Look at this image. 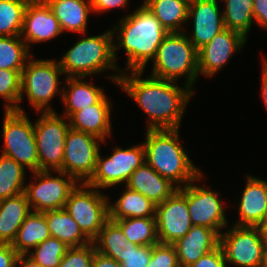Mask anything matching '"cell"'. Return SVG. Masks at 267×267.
I'll return each mask as SVG.
<instances>
[{
    "instance_id": "cell-50",
    "label": "cell",
    "mask_w": 267,
    "mask_h": 267,
    "mask_svg": "<svg viewBox=\"0 0 267 267\" xmlns=\"http://www.w3.org/2000/svg\"><path fill=\"white\" fill-rule=\"evenodd\" d=\"M264 220H267V202H266V208L264 211Z\"/></svg>"
},
{
    "instance_id": "cell-27",
    "label": "cell",
    "mask_w": 267,
    "mask_h": 267,
    "mask_svg": "<svg viewBox=\"0 0 267 267\" xmlns=\"http://www.w3.org/2000/svg\"><path fill=\"white\" fill-rule=\"evenodd\" d=\"M124 188L120 197L113 202L114 204L109 199L110 220L155 217L156 205L141 193L133 191L126 186Z\"/></svg>"
},
{
    "instance_id": "cell-16",
    "label": "cell",
    "mask_w": 267,
    "mask_h": 267,
    "mask_svg": "<svg viewBox=\"0 0 267 267\" xmlns=\"http://www.w3.org/2000/svg\"><path fill=\"white\" fill-rule=\"evenodd\" d=\"M246 41L247 38L238 31L222 30L198 50V75L213 77L225 67L233 53L242 50Z\"/></svg>"
},
{
    "instance_id": "cell-41",
    "label": "cell",
    "mask_w": 267,
    "mask_h": 267,
    "mask_svg": "<svg viewBox=\"0 0 267 267\" xmlns=\"http://www.w3.org/2000/svg\"><path fill=\"white\" fill-rule=\"evenodd\" d=\"M189 267H227L222 247L219 245Z\"/></svg>"
},
{
    "instance_id": "cell-19",
    "label": "cell",
    "mask_w": 267,
    "mask_h": 267,
    "mask_svg": "<svg viewBox=\"0 0 267 267\" xmlns=\"http://www.w3.org/2000/svg\"><path fill=\"white\" fill-rule=\"evenodd\" d=\"M246 181L238 203L239 219L233 225L258 227L264 220L267 180L247 174Z\"/></svg>"
},
{
    "instance_id": "cell-17",
    "label": "cell",
    "mask_w": 267,
    "mask_h": 267,
    "mask_svg": "<svg viewBox=\"0 0 267 267\" xmlns=\"http://www.w3.org/2000/svg\"><path fill=\"white\" fill-rule=\"evenodd\" d=\"M59 21L44 0H30L24 13L21 38L29 50L35 43L48 42L62 34Z\"/></svg>"
},
{
    "instance_id": "cell-32",
    "label": "cell",
    "mask_w": 267,
    "mask_h": 267,
    "mask_svg": "<svg viewBox=\"0 0 267 267\" xmlns=\"http://www.w3.org/2000/svg\"><path fill=\"white\" fill-rule=\"evenodd\" d=\"M128 241L140 246H153L159 243L156 217L125 218L115 220Z\"/></svg>"
},
{
    "instance_id": "cell-44",
    "label": "cell",
    "mask_w": 267,
    "mask_h": 267,
    "mask_svg": "<svg viewBox=\"0 0 267 267\" xmlns=\"http://www.w3.org/2000/svg\"><path fill=\"white\" fill-rule=\"evenodd\" d=\"M254 23L267 30V0H253Z\"/></svg>"
},
{
    "instance_id": "cell-8",
    "label": "cell",
    "mask_w": 267,
    "mask_h": 267,
    "mask_svg": "<svg viewBox=\"0 0 267 267\" xmlns=\"http://www.w3.org/2000/svg\"><path fill=\"white\" fill-rule=\"evenodd\" d=\"M108 204L109 197L101 190L80 182L70 192L64 209L93 241L109 219Z\"/></svg>"
},
{
    "instance_id": "cell-13",
    "label": "cell",
    "mask_w": 267,
    "mask_h": 267,
    "mask_svg": "<svg viewBox=\"0 0 267 267\" xmlns=\"http://www.w3.org/2000/svg\"><path fill=\"white\" fill-rule=\"evenodd\" d=\"M104 142V143H103ZM107 143L95 135L69 128L66 135L62 172L78 183H87L93 176L100 146Z\"/></svg>"
},
{
    "instance_id": "cell-12",
    "label": "cell",
    "mask_w": 267,
    "mask_h": 267,
    "mask_svg": "<svg viewBox=\"0 0 267 267\" xmlns=\"http://www.w3.org/2000/svg\"><path fill=\"white\" fill-rule=\"evenodd\" d=\"M220 246L224 252L227 267H261L262 265L266 244L259 227L232 224L228 231L220 234Z\"/></svg>"
},
{
    "instance_id": "cell-33",
    "label": "cell",
    "mask_w": 267,
    "mask_h": 267,
    "mask_svg": "<svg viewBox=\"0 0 267 267\" xmlns=\"http://www.w3.org/2000/svg\"><path fill=\"white\" fill-rule=\"evenodd\" d=\"M26 169L13 158L0 155V200L25 191Z\"/></svg>"
},
{
    "instance_id": "cell-4",
    "label": "cell",
    "mask_w": 267,
    "mask_h": 267,
    "mask_svg": "<svg viewBox=\"0 0 267 267\" xmlns=\"http://www.w3.org/2000/svg\"><path fill=\"white\" fill-rule=\"evenodd\" d=\"M86 34L80 40L78 39L58 60L65 78H88L92 75L114 70L115 75L110 73L107 78L115 82L116 85L122 70L118 67L114 58L112 29H108L100 35L86 36Z\"/></svg>"
},
{
    "instance_id": "cell-46",
    "label": "cell",
    "mask_w": 267,
    "mask_h": 267,
    "mask_svg": "<svg viewBox=\"0 0 267 267\" xmlns=\"http://www.w3.org/2000/svg\"><path fill=\"white\" fill-rule=\"evenodd\" d=\"M261 60L262 62V72H261V87H260V91H261V98L263 100L264 103V107L267 110V59L265 56H262Z\"/></svg>"
},
{
    "instance_id": "cell-40",
    "label": "cell",
    "mask_w": 267,
    "mask_h": 267,
    "mask_svg": "<svg viewBox=\"0 0 267 267\" xmlns=\"http://www.w3.org/2000/svg\"><path fill=\"white\" fill-rule=\"evenodd\" d=\"M147 267H179L173 244L157 243L152 246V255Z\"/></svg>"
},
{
    "instance_id": "cell-9",
    "label": "cell",
    "mask_w": 267,
    "mask_h": 267,
    "mask_svg": "<svg viewBox=\"0 0 267 267\" xmlns=\"http://www.w3.org/2000/svg\"><path fill=\"white\" fill-rule=\"evenodd\" d=\"M68 121V122H67ZM69 119L57 112H41L34 121L39 170L62 171Z\"/></svg>"
},
{
    "instance_id": "cell-15",
    "label": "cell",
    "mask_w": 267,
    "mask_h": 267,
    "mask_svg": "<svg viewBox=\"0 0 267 267\" xmlns=\"http://www.w3.org/2000/svg\"><path fill=\"white\" fill-rule=\"evenodd\" d=\"M155 217L158 240L163 244H174L193 226L187 198L179 190L161 204L156 205Z\"/></svg>"
},
{
    "instance_id": "cell-37",
    "label": "cell",
    "mask_w": 267,
    "mask_h": 267,
    "mask_svg": "<svg viewBox=\"0 0 267 267\" xmlns=\"http://www.w3.org/2000/svg\"><path fill=\"white\" fill-rule=\"evenodd\" d=\"M21 92V73L17 70L0 69V97L5 100L4 111H18Z\"/></svg>"
},
{
    "instance_id": "cell-30",
    "label": "cell",
    "mask_w": 267,
    "mask_h": 267,
    "mask_svg": "<svg viewBox=\"0 0 267 267\" xmlns=\"http://www.w3.org/2000/svg\"><path fill=\"white\" fill-rule=\"evenodd\" d=\"M92 242L96 251L121 262L125 255L128 239L121 227L115 221L108 219Z\"/></svg>"
},
{
    "instance_id": "cell-49",
    "label": "cell",
    "mask_w": 267,
    "mask_h": 267,
    "mask_svg": "<svg viewBox=\"0 0 267 267\" xmlns=\"http://www.w3.org/2000/svg\"><path fill=\"white\" fill-rule=\"evenodd\" d=\"M261 267H267V245L265 246V249H264V255H263Z\"/></svg>"
},
{
    "instance_id": "cell-22",
    "label": "cell",
    "mask_w": 267,
    "mask_h": 267,
    "mask_svg": "<svg viewBox=\"0 0 267 267\" xmlns=\"http://www.w3.org/2000/svg\"><path fill=\"white\" fill-rule=\"evenodd\" d=\"M125 186L141 193L154 205L161 204L178 190L173 183L158 174L146 162L132 173Z\"/></svg>"
},
{
    "instance_id": "cell-36",
    "label": "cell",
    "mask_w": 267,
    "mask_h": 267,
    "mask_svg": "<svg viewBox=\"0 0 267 267\" xmlns=\"http://www.w3.org/2000/svg\"><path fill=\"white\" fill-rule=\"evenodd\" d=\"M69 248L59 239L50 236L27 255L42 267H59L61 259Z\"/></svg>"
},
{
    "instance_id": "cell-43",
    "label": "cell",
    "mask_w": 267,
    "mask_h": 267,
    "mask_svg": "<svg viewBox=\"0 0 267 267\" xmlns=\"http://www.w3.org/2000/svg\"><path fill=\"white\" fill-rule=\"evenodd\" d=\"M18 256L11 244L0 243V267H16Z\"/></svg>"
},
{
    "instance_id": "cell-39",
    "label": "cell",
    "mask_w": 267,
    "mask_h": 267,
    "mask_svg": "<svg viewBox=\"0 0 267 267\" xmlns=\"http://www.w3.org/2000/svg\"><path fill=\"white\" fill-rule=\"evenodd\" d=\"M152 255V246H140L128 241L122 267H147Z\"/></svg>"
},
{
    "instance_id": "cell-6",
    "label": "cell",
    "mask_w": 267,
    "mask_h": 267,
    "mask_svg": "<svg viewBox=\"0 0 267 267\" xmlns=\"http://www.w3.org/2000/svg\"><path fill=\"white\" fill-rule=\"evenodd\" d=\"M33 58V59H32ZM64 76L58 60L34 59L32 55L21 72L19 112H25L20 103L26 96L37 113L55 112L50 102L58 93L62 98L60 76ZM60 87V88H59ZM52 107V108H51Z\"/></svg>"
},
{
    "instance_id": "cell-10",
    "label": "cell",
    "mask_w": 267,
    "mask_h": 267,
    "mask_svg": "<svg viewBox=\"0 0 267 267\" xmlns=\"http://www.w3.org/2000/svg\"><path fill=\"white\" fill-rule=\"evenodd\" d=\"M112 150L107 157L99 152L95 172L87 182L89 186L104 190L126 185L132 173L146 162L143 143L126 149L115 146Z\"/></svg>"
},
{
    "instance_id": "cell-5",
    "label": "cell",
    "mask_w": 267,
    "mask_h": 267,
    "mask_svg": "<svg viewBox=\"0 0 267 267\" xmlns=\"http://www.w3.org/2000/svg\"><path fill=\"white\" fill-rule=\"evenodd\" d=\"M150 76L177 82L184 77V84L194 90L198 75V50L186 32L169 33L157 49Z\"/></svg>"
},
{
    "instance_id": "cell-1",
    "label": "cell",
    "mask_w": 267,
    "mask_h": 267,
    "mask_svg": "<svg viewBox=\"0 0 267 267\" xmlns=\"http://www.w3.org/2000/svg\"><path fill=\"white\" fill-rule=\"evenodd\" d=\"M144 71L122 72L117 85L147 114V130L180 129L183 114L195 93L175 81L149 77ZM183 86V87H182Z\"/></svg>"
},
{
    "instance_id": "cell-47",
    "label": "cell",
    "mask_w": 267,
    "mask_h": 267,
    "mask_svg": "<svg viewBox=\"0 0 267 267\" xmlns=\"http://www.w3.org/2000/svg\"><path fill=\"white\" fill-rule=\"evenodd\" d=\"M16 267H42L34 260H32L27 254H19Z\"/></svg>"
},
{
    "instance_id": "cell-34",
    "label": "cell",
    "mask_w": 267,
    "mask_h": 267,
    "mask_svg": "<svg viewBox=\"0 0 267 267\" xmlns=\"http://www.w3.org/2000/svg\"><path fill=\"white\" fill-rule=\"evenodd\" d=\"M21 36L0 37V69H24L28 59L33 55Z\"/></svg>"
},
{
    "instance_id": "cell-42",
    "label": "cell",
    "mask_w": 267,
    "mask_h": 267,
    "mask_svg": "<svg viewBox=\"0 0 267 267\" xmlns=\"http://www.w3.org/2000/svg\"><path fill=\"white\" fill-rule=\"evenodd\" d=\"M129 0H90V4L95 14H101L111 9L126 8Z\"/></svg>"
},
{
    "instance_id": "cell-23",
    "label": "cell",
    "mask_w": 267,
    "mask_h": 267,
    "mask_svg": "<svg viewBox=\"0 0 267 267\" xmlns=\"http://www.w3.org/2000/svg\"><path fill=\"white\" fill-rule=\"evenodd\" d=\"M85 77H66L62 87L63 116L69 118L73 113L90 105L97 104L106 94L104 89L88 83Z\"/></svg>"
},
{
    "instance_id": "cell-3",
    "label": "cell",
    "mask_w": 267,
    "mask_h": 267,
    "mask_svg": "<svg viewBox=\"0 0 267 267\" xmlns=\"http://www.w3.org/2000/svg\"><path fill=\"white\" fill-rule=\"evenodd\" d=\"M178 129L147 130L145 134V160L158 174L178 189L197 179L203 172L181 145Z\"/></svg>"
},
{
    "instance_id": "cell-38",
    "label": "cell",
    "mask_w": 267,
    "mask_h": 267,
    "mask_svg": "<svg viewBox=\"0 0 267 267\" xmlns=\"http://www.w3.org/2000/svg\"><path fill=\"white\" fill-rule=\"evenodd\" d=\"M95 251L93 242L82 247H71L61 259L59 267H92Z\"/></svg>"
},
{
    "instance_id": "cell-28",
    "label": "cell",
    "mask_w": 267,
    "mask_h": 267,
    "mask_svg": "<svg viewBox=\"0 0 267 267\" xmlns=\"http://www.w3.org/2000/svg\"><path fill=\"white\" fill-rule=\"evenodd\" d=\"M142 3L169 33L185 32L189 9L187 0H143Z\"/></svg>"
},
{
    "instance_id": "cell-18",
    "label": "cell",
    "mask_w": 267,
    "mask_h": 267,
    "mask_svg": "<svg viewBox=\"0 0 267 267\" xmlns=\"http://www.w3.org/2000/svg\"><path fill=\"white\" fill-rule=\"evenodd\" d=\"M216 0H195L189 2L188 21L193 22L192 35L187 37L199 50L225 29L223 13Z\"/></svg>"
},
{
    "instance_id": "cell-11",
    "label": "cell",
    "mask_w": 267,
    "mask_h": 267,
    "mask_svg": "<svg viewBox=\"0 0 267 267\" xmlns=\"http://www.w3.org/2000/svg\"><path fill=\"white\" fill-rule=\"evenodd\" d=\"M39 170L32 172L35 180L25 185V195L32 211L45 212L63 209L70 192L78 182L62 171Z\"/></svg>"
},
{
    "instance_id": "cell-31",
    "label": "cell",
    "mask_w": 267,
    "mask_h": 267,
    "mask_svg": "<svg viewBox=\"0 0 267 267\" xmlns=\"http://www.w3.org/2000/svg\"><path fill=\"white\" fill-rule=\"evenodd\" d=\"M222 8L223 23L226 29L240 32L246 38L255 22L253 15V0H224ZM224 9V10H223Z\"/></svg>"
},
{
    "instance_id": "cell-45",
    "label": "cell",
    "mask_w": 267,
    "mask_h": 267,
    "mask_svg": "<svg viewBox=\"0 0 267 267\" xmlns=\"http://www.w3.org/2000/svg\"><path fill=\"white\" fill-rule=\"evenodd\" d=\"M92 267H122V265L120 262H117L113 258L95 251Z\"/></svg>"
},
{
    "instance_id": "cell-24",
    "label": "cell",
    "mask_w": 267,
    "mask_h": 267,
    "mask_svg": "<svg viewBox=\"0 0 267 267\" xmlns=\"http://www.w3.org/2000/svg\"><path fill=\"white\" fill-rule=\"evenodd\" d=\"M59 21L62 32L84 35L89 15L93 13L90 0H44Z\"/></svg>"
},
{
    "instance_id": "cell-20",
    "label": "cell",
    "mask_w": 267,
    "mask_h": 267,
    "mask_svg": "<svg viewBox=\"0 0 267 267\" xmlns=\"http://www.w3.org/2000/svg\"><path fill=\"white\" fill-rule=\"evenodd\" d=\"M173 245L179 266L189 267L220 245V235L211 228L193 225L188 233Z\"/></svg>"
},
{
    "instance_id": "cell-26",
    "label": "cell",
    "mask_w": 267,
    "mask_h": 267,
    "mask_svg": "<svg viewBox=\"0 0 267 267\" xmlns=\"http://www.w3.org/2000/svg\"><path fill=\"white\" fill-rule=\"evenodd\" d=\"M43 213L48 223L50 235L59 239L68 247H82L92 242L64 208Z\"/></svg>"
},
{
    "instance_id": "cell-21",
    "label": "cell",
    "mask_w": 267,
    "mask_h": 267,
    "mask_svg": "<svg viewBox=\"0 0 267 267\" xmlns=\"http://www.w3.org/2000/svg\"><path fill=\"white\" fill-rule=\"evenodd\" d=\"M108 96H104L97 104L90 105L73 113L69 119L70 128L95 135L103 141L112 136L111 110ZM112 108V109H111Z\"/></svg>"
},
{
    "instance_id": "cell-7",
    "label": "cell",
    "mask_w": 267,
    "mask_h": 267,
    "mask_svg": "<svg viewBox=\"0 0 267 267\" xmlns=\"http://www.w3.org/2000/svg\"><path fill=\"white\" fill-rule=\"evenodd\" d=\"M2 124L3 149L1 154L13 158L27 171H39L34 122L26 112L4 111Z\"/></svg>"
},
{
    "instance_id": "cell-14",
    "label": "cell",
    "mask_w": 267,
    "mask_h": 267,
    "mask_svg": "<svg viewBox=\"0 0 267 267\" xmlns=\"http://www.w3.org/2000/svg\"><path fill=\"white\" fill-rule=\"evenodd\" d=\"M202 176L204 177V173L178 190L187 198L192 225L211 228L220 235L222 229L229 224L224 209L226 205L221 201L219 193L206 185L201 187L196 183V181L201 182Z\"/></svg>"
},
{
    "instance_id": "cell-25",
    "label": "cell",
    "mask_w": 267,
    "mask_h": 267,
    "mask_svg": "<svg viewBox=\"0 0 267 267\" xmlns=\"http://www.w3.org/2000/svg\"><path fill=\"white\" fill-rule=\"evenodd\" d=\"M32 212L25 193L0 200V243L12 244L17 232Z\"/></svg>"
},
{
    "instance_id": "cell-48",
    "label": "cell",
    "mask_w": 267,
    "mask_h": 267,
    "mask_svg": "<svg viewBox=\"0 0 267 267\" xmlns=\"http://www.w3.org/2000/svg\"><path fill=\"white\" fill-rule=\"evenodd\" d=\"M258 227L260 228L262 239L267 245V220H263V222Z\"/></svg>"
},
{
    "instance_id": "cell-2",
    "label": "cell",
    "mask_w": 267,
    "mask_h": 267,
    "mask_svg": "<svg viewBox=\"0 0 267 267\" xmlns=\"http://www.w3.org/2000/svg\"><path fill=\"white\" fill-rule=\"evenodd\" d=\"M112 26L114 58L117 62L118 50L126 53L127 71H145L149 60L156 57L157 49L169 34L157 18L144 4ZM116 41V42H115Z\"/></svg>"
},
{
    "instance_id": "cell-29",
    "label": "cell",
    "mask_w": 267,
    "mask_h": 267,
    "mask_svg": "<svg viewBox=\"0 0 267 267\" xmlns=\"http://www.w3.org/2000/svg\"><path fill=\"white\" fill-rule=\"evenodd\" d=\"M50 236L45 214L32 211L21 224L11 245L18 254H28Z\"/></svg>"
},
{
    "instance_id": "cell-35",
    "label": "cell",
    "mask_w": 267,
    "mask_h": 267,
    "mask_svg": "<svg viewBox=\"0 0 267 267\" xmlns=\"http://www.w3.org/2000/svg\"><path fill=\"white\" fill-rule=\"evenodd\" d=\"M30 0H0V37L20 36Z\"/></svg>"
}]
</instances>
